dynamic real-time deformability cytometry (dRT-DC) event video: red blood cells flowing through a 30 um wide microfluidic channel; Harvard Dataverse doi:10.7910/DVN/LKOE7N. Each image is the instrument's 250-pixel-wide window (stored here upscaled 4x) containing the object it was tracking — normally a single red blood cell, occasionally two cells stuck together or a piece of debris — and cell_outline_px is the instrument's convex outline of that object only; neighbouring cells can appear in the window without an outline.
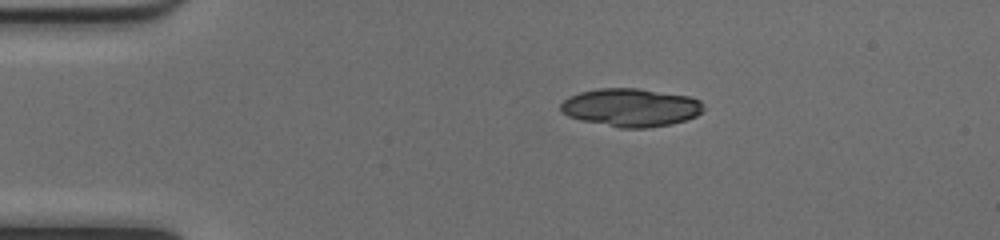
{"species": "common noctule bat (a hibernating species)", "species_latin": "Nyctalus noctula", "temperature_condition": "cold", "stored_images_in_passage": 42, "camera_frame_rate_fps": 3000, "um_per_image_px": 0.085, "animal": {"sex": "female", "body_mass_g": 17.0, "forearm_length_mm": 48.0}, "frame": {"image": 1, "passage_image": 1, "time_ms": 0.0, "image_size_px": [1000, 240], "cell_outline_px": [[704, 108], [696, 116], [672, 124], [648, 128], [620, 128], [580, 120], [568, 116], [560, 112], [560, 104], [568, 96], [580, 92], [596, 88], [640, 88], [692, 96], [700, 100]], "centroid_in_image_um": [53.6, 9.13], "position_along_channel_um": 31.4, "area_um2": 32.14}, "authors_computed_cell_mechanics": {"area_um2": 18.9584, "velocity_mm_per_s": 4.0498, "shape_relaxation_time_tau1_ms": null, "shape_relaxation_time_tau2_ms": 2.6113, "deformation_change_tau1": null, "deformation_change_tau2": 0.0856}}